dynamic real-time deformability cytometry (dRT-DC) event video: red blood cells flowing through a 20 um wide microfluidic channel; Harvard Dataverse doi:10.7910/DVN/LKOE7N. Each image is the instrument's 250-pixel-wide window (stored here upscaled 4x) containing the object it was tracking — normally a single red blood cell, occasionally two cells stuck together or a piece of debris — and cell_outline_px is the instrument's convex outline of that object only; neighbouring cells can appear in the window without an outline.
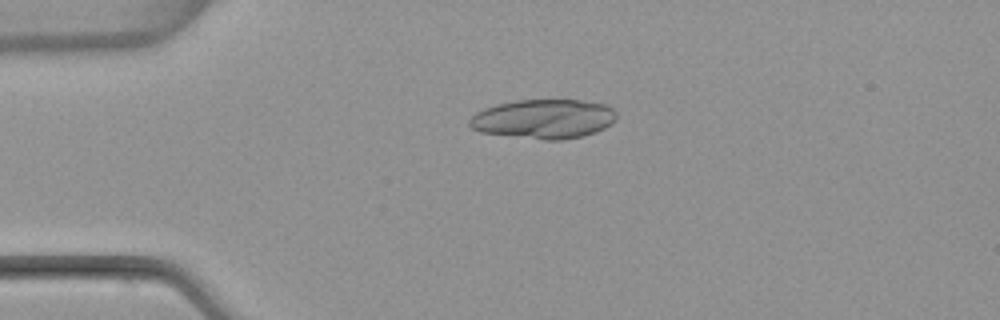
{"species": "common noctule bat (a hibernating species)", "species_latin": "Nyctalus noctula", "temperature_condition": "warm", "stored_images_in_passage": 38, "camera_frame_rate_fps": 3000, "um_per_image_px": 0.085, "animal": {"sex": "female", "body_mass_g": 22.7, "forearm_length_mm": 54.2}, "frame": {"image": 1, "passage_image": 12, "time_ms": 3.667, "image_size_px": [1000, 320], "cell_outline_px": [[616, 120], [604, 128], [596, 132], [580, 136], [560, 140], [544, 140], [480, 132], [472, 128], [468, 124], [468, 120], [476, 112], [484, 108], [496, 104], [516, 100], [580, 100], [604, 104], [612, 108], [616, 112]], "centroid_in_image_um": [46.2, 10.1], "position_along_channel_um": 38.8, "area_um2": 33.7}}